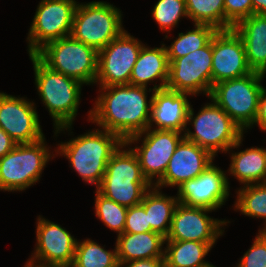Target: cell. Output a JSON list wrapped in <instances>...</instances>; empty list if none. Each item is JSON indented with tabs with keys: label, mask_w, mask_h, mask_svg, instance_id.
<instances>
[{
	"label": "cell",
	"mask_w": 266,
	"mask_h": 267,
	"mask_svg": "<svg viewBox=\"0 0 266 267\" xmlns=\"http://www.w3.org/2000/svg\"><path fill=\"white\" fill-rule=\"evenodd\" d=\"M89 122L118 135L124 142L148 129L151 117L152 88L133 85L99 87ZM151 96L148 99V93Z\"/></svg>",
	"instance_id": "6da1fadb"
},
{
	"label": "cell",
	"mask_w": 266,
	"mask_h": 267,
	"mask_svg": "<svg viewBox=\"0 0 266 267\" xmlns=\"http://www.w3.org/2000/svg\"><path fill=\"white\" fill-rule=\"evenodd\" d=\"M33 65L37 94L53 119L54 136L68 132L73 135V122L81 103L83 84L44 65L35 55H29Z\"/></svg>",
	"instance_id": "7a4b0ae2"
},
{
	"label": "cell",
	"mask_w": 266,
	"mask_h": 267,
	"mask_svg": "<svg viewBox=\"0 0 266 267\" xmlns=\"http://www.w3.org/2000/svg\"><path fill=\"white\" fill-rule=\"evenodd\" d=\"M124 141L116 134L101 128H94L84 134L60 142L55 147V156L68 159L71 169L88 183L100 185L113 153Z\"/></svg>",
	"instance_id": "3957f363"
},
{
	"label": "cell",
	"mask_w": 266,
	"mask_h": 267,
	"mask_svg": "<svg viewBox=\"0 0 266 267\" xmlns=\"http://www.w3.org/2000/svg\"><path fill=\"white\" fill-rule=\"evenodd\" d=\"M151 186L142 173L136 153L123 142L107 163L104 177L96 190L129 208L139 205Z\"/></svg>",
	"instance_id": "277c9868"
},
{
	"label": "cell",
	"mask_w": 266,
	"mask_h": 267,
	"mask_svg": "<svg viewBox=\"0 0 266 267\" xmlns=\"http://www.w3.org/2000/svg\"><path fill=\"white\" fill-rule=\"evenodd\" d=\"M204 103L202 108L194 113L193 105H190L187 126L184 138L187 141L196 143L199 147L207 150L213 157L217 153H225L244 137L245 132L238 126L231 117L219 107L212 99Z\"/></svg>",
	"instance_id": "5b68a950"
},
{
	"label": "cell",
	"mask_w": 266,
	"mask_h": 267,
	"mask_svg": "<svg viewBox=\"0 0 266 267\" xmlns=\"http://www.w3.org/2000/svg\"><path fill=\"white\" fill-rule=\"evenodd\" d=\"M45 139L17 144L0 158V191L22 192L39 182L47 163L56 158Z\"/></svg>",
	"instance_id": "8992f818"
},
{
	"label": "cell",
	"mask_w": 266,
	"mask_h": 267,
	"mask_svg": "<svg viewBox=\"0 0 266 267\" xmlns=\"http://www.w3.org/2000/svg\"><path fill=\"white\" fill-rule=\"evenodd\" d=\"M49 69L95 85L98 73V51L71 35L45 44L34 54Z\"/></svg>",
	"instance_id": "52a82bcc"
},
{
	"label": "cell",
	"mask_w": 266,
	"mask_h": 267,
	"mask_svg": "<svg viewBox=\"0 0 266 267\" xmlns=\"http://www.w3.org/2000/svg\"><path fill=\"white\" fill-rule=\"evenodd\" d=\"M122 18V10L107 1L78 2L71 36L99 51L125 30Z\"/></svg>",
	"instance_id": "ba28073f"
},
{
	"label": "cell",
	"mask_w": 266,
	"mask_h": 267,
	"mask_svg": "<svg viewBox=\"0 0 266 267\" xmlns=\"http://www.w3.org/2000/svg\"><path fill=\"white\" fill-rule=\"evenodd\" d=\"M265 74L251 72L243 77L213 85L209 96L246 133L254 124Z\"/></svg>",
	"instance_id": "9c48e42d"
},
{
	"label": "cell",
	"mask_w": 266,
	"mask_h": 267,
	"mask_svg": "<svg viewBox=\"0 0 266 267\" xmlns=\"http://www.w3.org/2000/svg\"><path fill=\"white\" fill-rule=\"evenodd\" d=\"M76 0H40L27 35V53L34 55L45 44L71 35Z\"/></svg>",
	"instance_id": "30bf717a"
},
{
	"label": "cell",
	"mask_w": 266,
	"mask_h": 267,
	"mask_svg": "<svg viewBox=\"0 0 266 267\" xmlns=\"http://www.w3.org/2000/svg\"><path fill=\"white\" fill-rule=\"evenodd\" d=\"M183 139L184 133L179 131L148 128L125 142L128 146L136 145L131 148L137 155L144 177L154 186L163 177L170 158Z\"/></svg>",
	"instance_id": "8fae6325"
},
{
	"label": "cell",
	"mask_w": 266,
	"mask_h": 267,
	"mask_svg": "<svg viewBox=\"0 0 266 267\" xmlns=\"http://www.w3.org/2000/svg\"><path fill=\"white\" fill-rule=\"evenodd\" d=\"M168 61L169 78L166 88L189 93L191 96L203 94L209 98L212 91V38L204 47Z\"/></svg>",
	"instance_id": "7c38bea8"
},
{
	"label": "cell",
	"mask_w": 266,
	"mask_h": 267,
	"mask_svg": "<svg viewBox=\"0 0 266 267\" xmlns=\"http://www.w3.org/2000/svg\"><path fill=\"white\" fill-rule=\"evenodd\" d=\"M144 43L124 30L98 51V87L130 84L131 72Z\"/></svg>",
	"instance_id": "4fadbf2b"
},
{
	"label": "cell",
	"mask_w": 266,
	"mask_h": 267,
	"mask_svg": "<svg viewBox=\"0 0 266 267\" xmlns=\"http://www.w3.org/2000/svg\"><path fill=\"white\" fill-rule=\"evenodd\" d=\"M36 245L27 263L38 267H70L74 260L77 238L66 228L42 215L36 220Z\"/></svg>",
	"instance_id": "5bb4252c"
},
{
	"label": "cell",
	"mask_w": 266,
	"mask_h": 267,
	"mask_svg": "<svg viewBox=\"0 0 266 267\" xmlns=\"http://www.w3.org/2000/svg\"><path fill=\"white\" fill-rule=\"evenodd\" d=\"M214 210L206 207L178 203L171 228L165 240L217 242L224 235L225 226L231 222L208 215Z\"/></svg>",
	"instance_id": "9a60e30c"
},
{
	"label": "cell",
	"mask_w": 266,
	"mask_h": 267,
	"mask_svg": "<svg viewBox=\"0 0 266 267\" xmlns=\"http://www.w3.org/2000/svg\"><path fill=\"white\" fill-rule=\"evenodd\" d=\"M35 105L27 97L0 92V128L17 144L34 143L45 137Z\"/></svg>",
	"instance_id": "2e32d148"
},
{
	"label": "cell",
	"mask_w": 266,
	"mask_h": 267,
	"mask_svg": "<svg viewBox=\"0 0 266 267\" xmlns=\"http://www.w3.org/2000/svg\"><path fill=\"white\" fill-rule=\"evenodd\" d=\"M226 174L213 162L195 179L185 181L177 188L178 201L189 206L218 210L225 205L231 193Z\"/></svg>",
	"instance_id": "e0dca14e"
},
{
	"label": "cell",
	"mask_w": 266,
	"mask_h": 267,
	"mask_svg": "<svg viewBox=\"0 0 266 267\" xmlns=\"http://www.w3.org/2000/svg\"><path fill=\"white\" fill-rule=\"evenodd\" d=\"M212 88L216 83L243 77L252 70L243 40L234 29L217 30L212 37Z\"/></svg>",
	"instance_id": "ac0fdd59"
},
{
	"label": "cell",
	"mask_w": 266,
	"mask_h": 267,
	"mask_svg": "<svg viewBox=\"0 0 266 267\" xmlns=\"http://www.w3.org/2000/svg\"><path fill=\"white\" fill-rule=\"evenodd\" d=\"M214 160L207 150L184 138L170 158L163 177L154 186L178 188L185 181L199 176Z\"/></svg>",
	"instance_id": "d6986e66"
},
{
	"label": "cell",
	"mask_w": 266,
	"mask_h": 267,
	"mask_svg": "<svg viewBox=\"0 0 266 267\" xmlns=\"http://www.w3.org/2000/svg\"><path fill=\"white\" fill-rule=\"evenodd\" d=\"M189 93H181L168 88L153 92L151 117L148 128L179 131L184 133L190 108Z\"/></svg>",
	"instance_id": "ffe728a7"
},
{
	"label": "cell",
	"mask_w": 266,
	"mask_h": 267,
	"mask_svg": "<svg viewBox=\"0 0 266 267\" xmlns=\"http://www.w3.org/2000/svg\"><path fill=\"white\" fill-rule=\"evenodd\" d=\"M168 78L169 61L165 44L153 48L144 44L132 69L130 85L148 88V84L154 82L152 89L155 91L166 88Z\"/></svg>",
	"instance_id": "44dd1931"
},
{
	"label": "cell",
	"mask_w": 266,
	"mask_h": 267,
	"mask_svg": "<svg viewBox=\"0 0 266 267\" xmlns=\"http://www.w3.org/2000/svg\"><path fill=\"white\" fill-rule=\"evenodd\" d=\"M233 29L243 40L249 68L266 75V15L252 14Z\"/></svg>",
	"instance_id": "7402d4cb"
},
{
	"label": "cell",
	"mask_w": 266,
	"mask_h": 267,
	"mask_svg": "<svg viewBox=\"0 0 266 267\" xmlns=\"http://www.w3.org/2000/svg\"><path fill=\"white\" fill-rule=\"evenodd\" d=\"M243 137L237 141L226 153L231 154L230 164L226 172L227 176H234L239 184L249 185L257 183H266V160L261 147H250L239 151L240 146L243 145ZM237 149V152H233ZM231 152V153H230Z\"/></svg>",
	"instance_id": "603a6c76"
},
{
	"label": "cell",
	"mask_w": 266,
	"mask_h": 267,
	"mask_svg": "<svg viewBox=\"0 0 266 267\" xmlns=\"http://www.w3.org/2000/svg\"><path fill=\"white\" fill-rule=\"evenodd\" d=\"M165 239L153 231L122 233L115 242L119 265L133 260L164 258Z\"/></svg>",
	"instance_id": "cb8c5ba5"
},
{
	"label": "cell",
	"mask_w": 266,
	"mask_h": 267,
	"mask_svg": "<svg viewBox=\"0 0 266 267\" xmlns=\"http://www.w3.org/2000/svg\"><path fill=\"white\" fill-rule=\"evenodd\" d=\"M161 190V188L151 186L144 194L140 204L148 214V224H150L151 230L166 238L179 201L176 195L170 196Z\"/></svg>",
	"instance_id": "d4e9b609"
},
{
	"label": "cell",
	"mask_w": 266,
	"mask_h": 267,
	"mask_svg": "<svg viewBox=\"0 0 266 267\" xmlns=\"http://www.w3.org/2000/svg\"><path fill=\"white\" fill-rule=\"evenodd\" d=\"M216 243L165 240L164 267H208L205 257Z\"/></svg>",
	"instance_id": "484cf974"
},
{
	"label": "cell",
	"mask_w": 266,
	"mask_h": 267,
	"mask_svg": "<svg viewBox=\"0 0 266 267\" xmlns=\"http://www.w3.org/2000/svg\"><path fill=\"white\" fill-rule=\"evenodd\" d=\"M107 250L105 245L87 238L77 240L74 260L70 267H120L117 258V248Z\"/></svg>",
	"instance_id": "4316f807"
},
{
	"label": "cell",
	"mask_w": 266,
	"mask_h": 267,
	"mask_svg": "<svg viewBox=\"0 0 266 267\" xmlns=\"http://www.w3.org/2000/svg\"><path fill=\"white\" fill-rule=\"evenodd\" d=\"M236 194L234 211L251 218L264 219V226L258 231H266V183L241 185L236 189Z\"/></svg>",
	"instance_id": "83f0119b"
},
{
	"label": "cell",
	"mask_w": 266,
	"mask_h": 267,
	"mask_svg": "<svg viewBox=\"0 0 266 267\" xmlns=\"http://www.w3.org/2000/svg\"><path fill=\"white\" fill-rule=\"evenodd\" d=\"M216 29L206 24H194L192 30L180 32L176 39L166 46L168 59L184 57L204 47L216 33Z\"/></svg>",
	"instance_id": "f1b7e54d"
},
{
	"label": "cell",
	"mask_w": 266,
	"mask_h": 267,
	"mask_svg": "<svg viewBox=\"0 0 266 267\" xmlns=\"http://www.w3.org/2000/svg\"><path fill=\"white\" fill-rule=\"evenodd\" d=\"M189 19L193 24H206L225 30L224 0H185Z\"/></svg>",
	"instance_id": "f546056e"
},
{
	"label": "cell",
	"mask_w": 266,
	"mask_h": 267,
	"mask_svg": "<svg viewBox=\"0 0 266 267\" xmlns=\"http://www.w3.org/2000/svg\"><path fill=\"white\" fill-rule=\"evenodd\" d=\"M94 210L96 217L101 220L110 230L117 233V236L124 232L127 209L115 201L106 198L95 189Z\"/></svg>",
	"instance_id": "4dcf8cb0"
},
{
	"label": "cell",
	"mask_w": 266,
	"mask_h": 267,
	"mask_svg": "<svg viewBox=\"0 0 266 267\" xmlns=\"http://www.w3.org/2000/svg\"><path fill=\"white\" fill-rule=\"evenodd\" d=\"M151 14L160 31L166 32L165 39H168V33L178 26L180 19H189L185 0H158Z\"/></svg>",
	"instance_id": "1f68e13d"
},
{
	"label": "cell",
	"mask_w": 266,
	"mask_h": 267,
	"mask_svg": "<svg viewBox=\"0 0 266 267\" xmlns=\"http://www.w3.org/2000/svg\"><path fill=\"white\" fill-rule=\"evenodd\" d=\"M251 247L234 267H266V231H258Z\"/></svg>",
	"instance_id": "d6a6232c"
},
{
	"label": "cell",
	"mask_w": 266,
	"mask_h": 267,
	"mask_svg": "<svg viewBox=\"0 0 266 267\" xmlns=\"http://www.w3.org/2000/svg\"><path fill=\"white\" fill-rule=\"evenodd\" d=\"M225 30L233 29L241 20L253 14L252 0H224Z\"/></svg>",
	"instance_id": "836d02e7"
},
{
	"label": "cell",
	"mask_w": 266,
	"mask_h": 267,
	"mask_svg": "<svg viewBox=\"0 0 266 267\" xmlns=\"http://www.w3.org/2000/svg\"><path fill=\"white\" fill-rule=\"evenodd\" d=\"M152 231L148 224V214L139 204L127 209L126 222L123 233H142Z\"/></svg>",
	"instance_id": "e575fe53"
},
{
	"label": "cell",
	"mask_w": 266,
	"mask_h": 267,
	"mask_svg": "<svg viewBox=\"0 0 266 267\" xmlns=\"http://www.w3.org/2000/svg\"><path fill=\"white\" fill-rule=\"evenodd\" d=\"M255 125L258 126L261 131H266V87H264L260 93L255 122L249 128V130L252 129Z\"/></svg>",
	"instance_id": "d590c367"
},
{
	"label": "cell",
	"mask_w": 266,
	"mask_h": 267,
	"mask_svg": "<svg viewBox=\"0 0 266 267\" xmlns=\"http://www.w3.org/2000/svg\"><path fill=\"white\" fill-rule=\"evenodd\" d=\"M164 258H150L121 263L120 267H164Z\"/></svg>",
	"instance_id": "8d00e7d4"
},
{
	"label": "cell",
	"mask_w": 266,
	"mask_h": 267,
	"mask_svg": "<svg viewBox=\"0 0 266 267\" xmlns=\"http://www.w3.org/2000/svg\"><path fill=\"white\" fill-rule=\"evenodd\" d=\"M17 143L0 128V158L16 147Z\"/></svg>",
	"instance_id": "74e56055"
},
{
	"label": "cell",
	"mask_w": 266,
	"mask_h": 267,
	"mask_svg": "<svg viewBox=\"0 0 266 267\" xmlns=\"http://www.w3.org/2000/svg\"><path fill=\"white\" fill-rule=\"evenodd\" d=\"M253 14L266 15V0H252Z\"/></svg>",
	"instance_id": "f35d334b"
},
{
	"label": "cell",
	"mask_w": 266,
	"mask_h": 267,
	"mask_svg": "<svg viewBox=\"0 0 266 267\" xmlns=\"http://www.w3.org/2000/svg\"><path fill=\"white\" fill-rule=\"evenodd\" d=\"M23 267H38V266H35V265H32V264H29L26 262V264L23 266Z\"/></svg>",
	"instance_id": "ab89813d"
},
{
	"label": "cell",
	"mask_w": 266,
	"mask_h": 267,
	"mask_svg": "<svg viewBox=\"0 0 266 267\" xmlns=\"http://www.w3.org/2000/svg\"><path fill=\"white\" fill-rule=\"evenodd\" d=\"M263 151H264V154H265V160H266V147H263Z\"/></svg>",
	"instance_id": "60d3db41"
},
{
	"label": "cell",
	"mask_w": 266,
	"mask_h": 267,
	"mask_svg": "<svg viewBox=\"0 0 266 267\" xmlns=\"http://www.w3.org/2000/svg\"><path fill=\"white\" fill-rule=\"evenodd\" d=\"M208 267H216V266L211 263Z\"/></svg>",
	"instance_id": "b9f144b4"
}]
</instances>
